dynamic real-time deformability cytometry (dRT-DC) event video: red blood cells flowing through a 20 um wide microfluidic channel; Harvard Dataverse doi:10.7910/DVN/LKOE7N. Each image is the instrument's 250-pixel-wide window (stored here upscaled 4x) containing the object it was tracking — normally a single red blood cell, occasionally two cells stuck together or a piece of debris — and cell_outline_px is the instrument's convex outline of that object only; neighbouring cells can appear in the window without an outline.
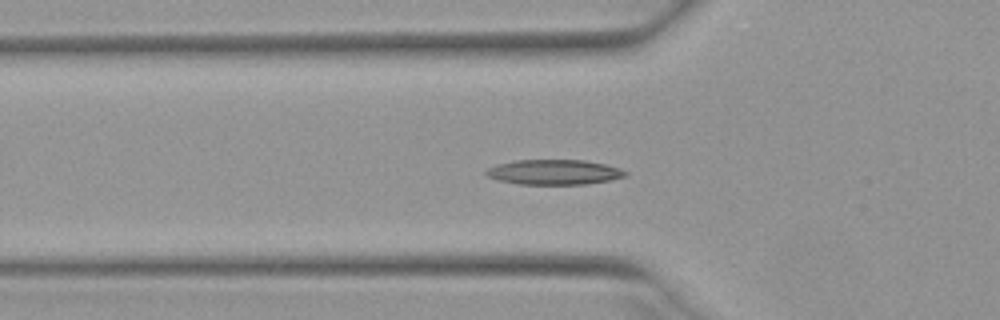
{"species": "Egyptian fruit bat (a non-hibernating species)", "species_latin": "Rousettus aegyptiacus", "temperature_condition": "warm", "stored_images_in_passage": 46, "segment_of_instrument_passage": [1, 2], "camera_frame_rate_fps": 3000, "um_per_image_px": 0.085, "animal": {"sex": "female"}, "frame": {"image": 1, "passage_image": 11, "time_ms": 3.333, "image_size_px": [1000, 320], "cell_outline_px": [[628, 176], [608, 180], [584, 184], [520, 184], [496, 180], [488, 176], [484, 172], [488, 168], [496, 164], [516, 160], [584, 160], [604, 164], [620, 168], [628, 172]], "centroid_in_image_um": [47.08, 14.63], "position_along_channel_um": 78.7, "area_um2": 20.29}}
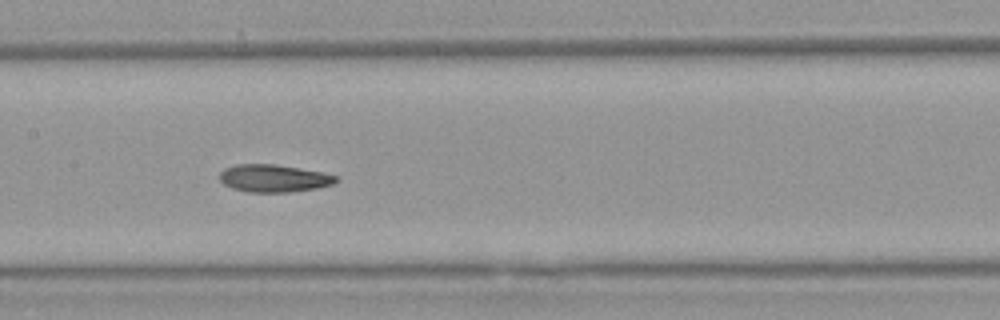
{"frame": {"image": 2, "passage_image": 19, "time_ms": 6.0, "image_size_px": [1000, 320], "cell_outline_px": [[340, 180], [332, 184], [316, 188], [288, 192], [248, 192], [232, 188], [224, 184], [220, 180], [220, 172], [224, 168], [236, 164], [276, 164], [324, 172], [340, 176]], "centroid_in_image_um": [23.3, 15.14], "position_along_channel_um": 184.1, "area_um2": 18.84}}
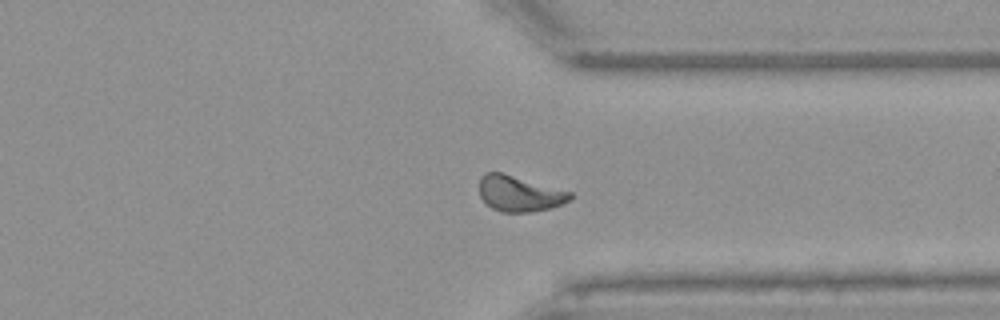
{"frame": {"image": 3, "passage_image": 33, "time_ms": 10.667, "image_size_px": [1000, 320], "cell_outline_px": [[572, 200], [552, 208], [532, 212], [500, 212], [492, 208], [480, 196], [480, 176], [484, 172], [500, 172], [572, 192]], "centroid_in_image_um": [44.16, 16.47], "position_along_channel_um": 367.2, "area_um2": 18.9}}